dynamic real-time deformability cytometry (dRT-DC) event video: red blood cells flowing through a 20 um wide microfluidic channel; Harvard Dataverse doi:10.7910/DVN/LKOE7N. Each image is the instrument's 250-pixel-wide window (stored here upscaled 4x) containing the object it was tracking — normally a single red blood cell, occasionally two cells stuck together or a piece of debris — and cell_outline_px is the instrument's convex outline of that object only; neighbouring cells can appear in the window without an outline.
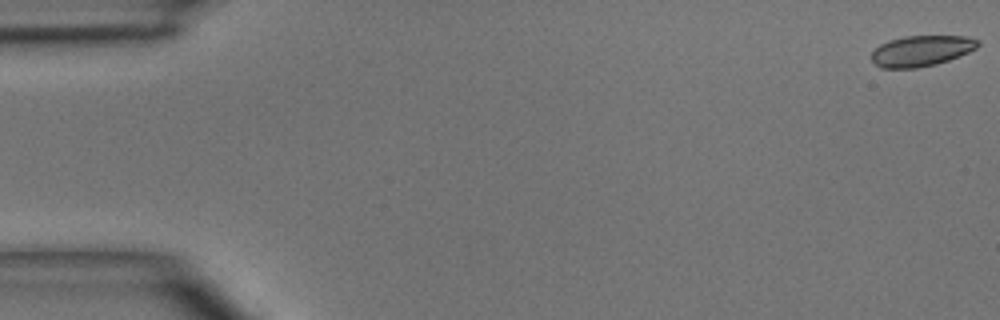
{"species": "common noctule bat (a hibernating species)", "species_latin": "Nyctalus noctula", "temperature_condition": "room temperature", "stored_images_in_passage": 5, "camera_frame_rate_fps": 3000, "um_per_image_px": 0.085, "animal": {"sex": "male", "body_mass_g": 15.6}, "frame": {"image": 1, "passage_image": 1, "time_ms": 0.0, "image_size_px": [1000, 320], "cell_outline_px": [[980, 44], [976, 48], [968, 52], [948, 60], [936, 64], [916, 68], [880, 68], [872, 60], [872, 52], [880, 44], [888, 40], [904, 36], [968, 36], [980, 40]], "centroid_in_image_um": [78.32, 4.31], "position_along_channel_um": 6.7, "area_um2": 19.07}}